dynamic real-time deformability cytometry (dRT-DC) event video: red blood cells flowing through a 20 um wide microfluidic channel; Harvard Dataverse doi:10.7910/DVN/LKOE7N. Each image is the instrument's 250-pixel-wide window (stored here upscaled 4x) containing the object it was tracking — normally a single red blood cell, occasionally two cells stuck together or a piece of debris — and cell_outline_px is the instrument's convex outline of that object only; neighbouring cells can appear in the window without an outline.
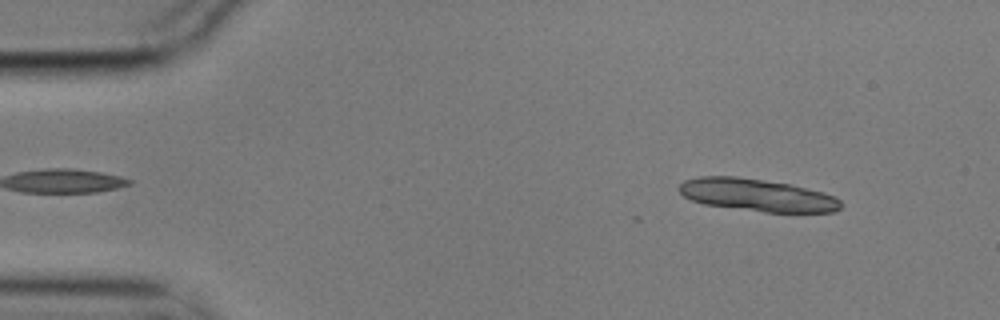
{"species": "common noctule bat (a hibernating species)", "species_latin": "Nyctalus noctula", "temperature_condition": "cold", "stored_images_in_passage": 3, "camera_frame_rate_fps": 3000, "um_per_image_px": 0.085, "animal": {"sex": "male", "body_mass_g": 17.9}, "frame": {"image": 1, "passage_image": 1, "time_ms": 0.0, "image_size_px": [1000, 320], "cell_outline_px": [[840, 208], [836, 212], [764, 212], [704, 204], [692, 200], [684, 196], [680, 192], [680, 184], [684, 180], [700, 176], [736, 176], [788, 184], [824, 192], [836, 196], [840, 200]], "centroid_in_image_um": [64.36, 16.58], "position_along_channel_um": 20.6, "area_um2": 30.4}}